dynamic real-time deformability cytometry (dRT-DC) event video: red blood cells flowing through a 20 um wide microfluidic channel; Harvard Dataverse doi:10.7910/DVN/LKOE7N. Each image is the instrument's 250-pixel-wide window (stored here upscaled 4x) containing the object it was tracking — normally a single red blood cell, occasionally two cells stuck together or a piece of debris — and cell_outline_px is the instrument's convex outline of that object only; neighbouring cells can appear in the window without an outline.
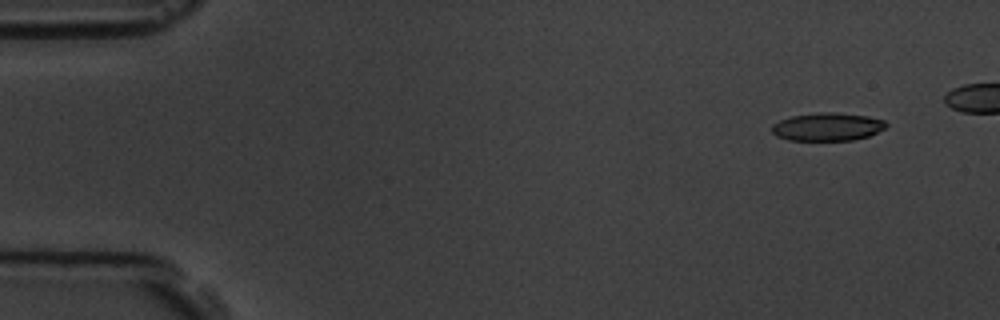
{"species": "common noctule bat (a hibernating species)", "species_latin": "Nyctalus noctula", "temperature_condition": "room temperature", "stored_images_in_passage": 6, "camera_frame_rate_fps": 3000, "um_per_image_px": 0.085, "animal": {"sex": "male", "body_mass_g": 19.5, "forearm_length_mm": 54.6}, "frame": {"image": 1, "passage_image": 2, "time_ms": 1.0, "image_size_px": [1000, 320], "cell_outline_px": [[888, 124], [884, 128], [868, 136], [852, 140], [788, 140], [776, 136], [772, 132], [772, 124], [780, 120], [792, 116], [820, 112], [836, 112], [868, 116], [884, 120]], "centroid_in_image_um": [70.32, 10.77], "position_along_channel_um": 14.7, "area_um2": 18.61}}